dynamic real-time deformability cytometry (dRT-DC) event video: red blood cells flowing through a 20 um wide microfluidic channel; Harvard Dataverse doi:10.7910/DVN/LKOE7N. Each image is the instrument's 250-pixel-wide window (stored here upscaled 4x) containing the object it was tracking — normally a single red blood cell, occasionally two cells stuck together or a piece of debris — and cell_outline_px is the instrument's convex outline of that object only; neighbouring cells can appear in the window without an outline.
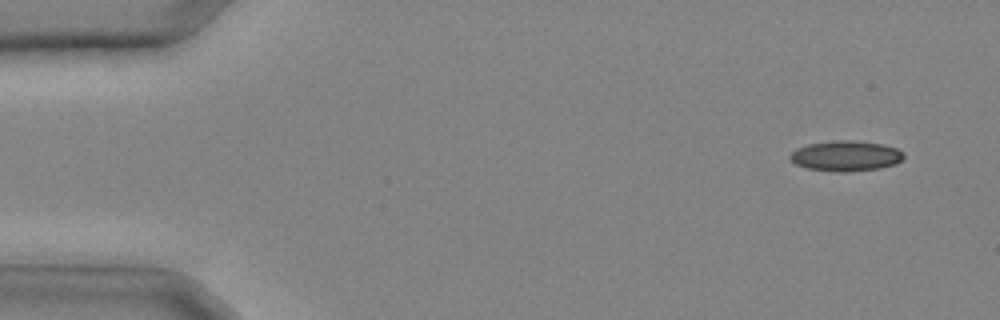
{"species": "common noctule bat (a hibernating species)", "species_latin": "Nyctalus noctula", "temperature_condition": "cold", "stored_images_in_passage": 32, "camera_frame_rate_fps": 3000, "um_per_image_px": 0.085, "animal": {"sex": "male", "body_mass_g": 20.4}, "frame": {"image": 1, "passage_image": 3, "time_ms": 0.667, "image_size_px": [1000, 320], "cell_outline_px": [[904, 156], [896, 164], [880, 168], [848, 172], [832, 172], [804, 168], [796, 164], [788, 156], [796, 148], [808, 144], [836, 140], [852, 140], [884, 144], [896, 148]], "centroid_in_image_um": [71.86, 13.26], "position_along_channel_um": 13.1, "area_um2": 20.23}}
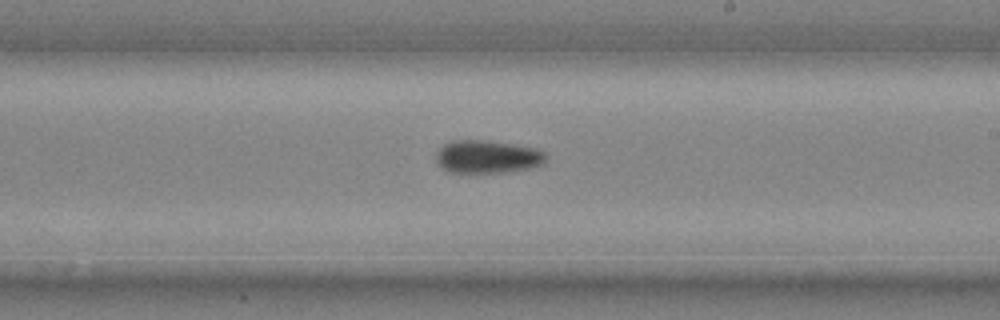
{"frame": {"image": 2, "passage_image": 20, "time_ms": 6.333, "image_size_px": [1000, 320], "cell_outline_px": [[544, 164], [532, 168], [504, 172], [452, 172], [444, 168], [436, 160], [436, 152], [444, 144], [452, 140], [484, 140], [512, 144], [536, 148], [544, 152]], "centroid_in_image_um": [41.44, 13.31], "position_along_channel_um": 247.6, "area_um2": 20.87}}
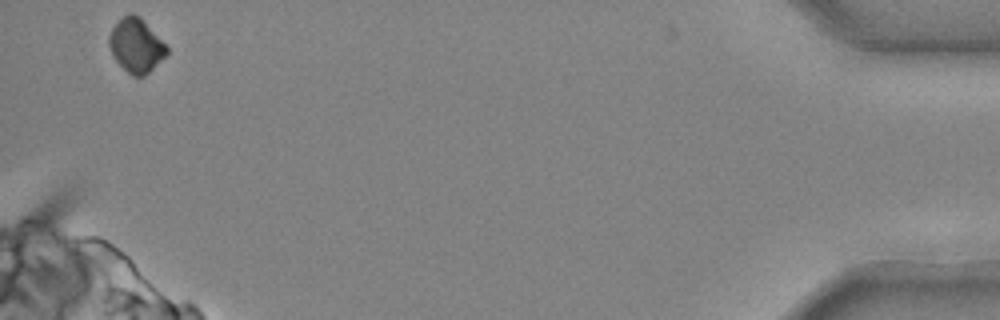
{"frame": {"image": 3, "passage_image": 32, "time_ms": 10.333, "image_size_px": [1000, 320], "cell_outline_px": [[168, 52], [144, 76], [132, 76], [116, 60], [108, 44], [108, 36], [112, 28], [128, 12], [132, 12], [140, 16], [168, 48]], "centroid_in_image_um": [11.55, 3.83], "position_along_channel_um": 423.7, "area_um2": 17.69}}